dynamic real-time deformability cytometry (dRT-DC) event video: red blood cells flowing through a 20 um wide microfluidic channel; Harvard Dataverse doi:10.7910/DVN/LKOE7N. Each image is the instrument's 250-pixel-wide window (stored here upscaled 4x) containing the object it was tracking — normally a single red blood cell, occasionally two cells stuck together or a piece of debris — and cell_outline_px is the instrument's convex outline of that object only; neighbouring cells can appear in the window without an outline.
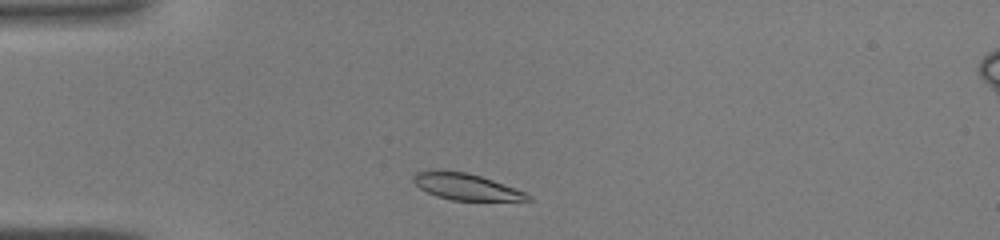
{"species": "common noctule bat (a hibernating species)", "species_latin": "Nyctalus noctula", "temperature_condition": "warm", "stored_images_in_passage": 30, "camera_frame_rate_fps": 3000, "um_per_image_px": 0.085, "animal": {"sex": "male", "body_mass_g": 19.0, "forearm_length_mm": 50.8}, "frame": {"image": 1, "passage_image": 2, "time_ms": 0.333, "image_size_px": [1000, 240], "cell_outline_px": [[532, 200], [452, 200], [436, 196], [420, 188], [412, 180], [412, 176], [416, 172], [468, 172], [516, 188], [532, 196]], "centroid_in_image_um": [39.65, 15.89], "position_along_channel_um": 45.4, "area_um2": 17.05}}
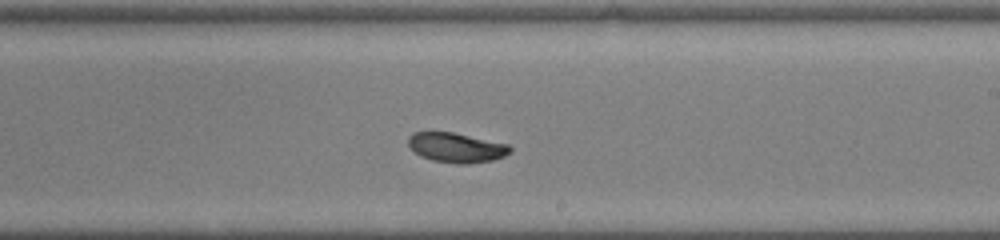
{"frame": {"image": 2, "passage_image": 17, "time_ms": 5.333, "image_size_px": [1000, 240], "cell_outline_px": [[512, 152], [504, 156], [492, 160], [464, 164], [456, 164], [432, 160], [420, 156], [408, 144], [408, 136], [412, 132], [452, 132], [508, 144], [512, 148]], "centroid_in_image_um": [38.79, 12.54], "position_along_channel_um": 250.2, "area_um2": 17.57}}
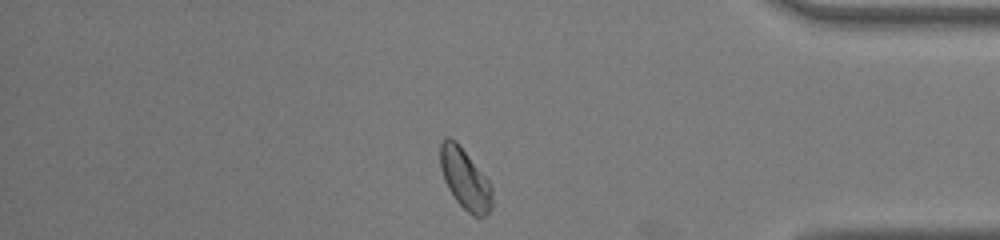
{"frame": {"image": 3, "passage_image": 28, "time_ms": 9.0, "image_size_px": [1000, 240], "cell_outline_px": [[492, 208], [484, 216], [472, 216], [456, 200], [448, 188], [444, 180], [440, 168], [440, 144], [448, 136], [456, 140], [488, 180], [492, 188]], "centroid_in_image_um": [39.52, 15.21], "position_along_channel_um": 395.7, "area_um2": 18.21}}